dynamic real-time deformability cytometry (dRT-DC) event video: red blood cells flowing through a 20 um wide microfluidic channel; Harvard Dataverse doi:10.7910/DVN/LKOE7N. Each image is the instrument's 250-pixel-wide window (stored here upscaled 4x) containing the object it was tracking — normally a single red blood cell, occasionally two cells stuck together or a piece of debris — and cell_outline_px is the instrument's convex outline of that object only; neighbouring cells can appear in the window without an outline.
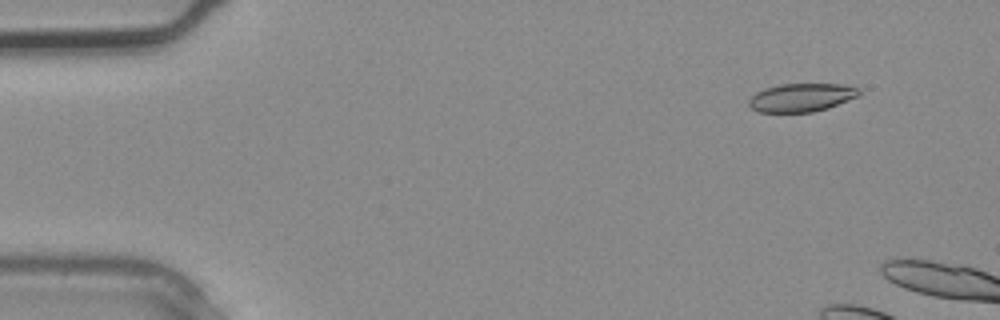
{"species": "common noctule bat (a hibernating species)", "species_latin": "Nyctalus noctula", "temperature_condition": "warm", "stored_images_in_passage": 2, "camera_frame_rate_fps": 3000, "um_per_image_px": 0.085, "animal": {"sex": "male", "body_mass_g": 20.4}, "frame": {"image": 1, "passage_image": 1, "time_ms": 0.0, "image_size_px": [1000, 320], "cell_outline_px": [[860, 96], [828, 108], [812, 112], [756, 112], [748, 104], [748, 100], [756, 92], [764, 88], [780, 84], [844, 84], [860, 88]], "centroid_in_image_um": [68.14, 8.28], "position_along_channel_um": 16.9, "area_um2": 18.38}}